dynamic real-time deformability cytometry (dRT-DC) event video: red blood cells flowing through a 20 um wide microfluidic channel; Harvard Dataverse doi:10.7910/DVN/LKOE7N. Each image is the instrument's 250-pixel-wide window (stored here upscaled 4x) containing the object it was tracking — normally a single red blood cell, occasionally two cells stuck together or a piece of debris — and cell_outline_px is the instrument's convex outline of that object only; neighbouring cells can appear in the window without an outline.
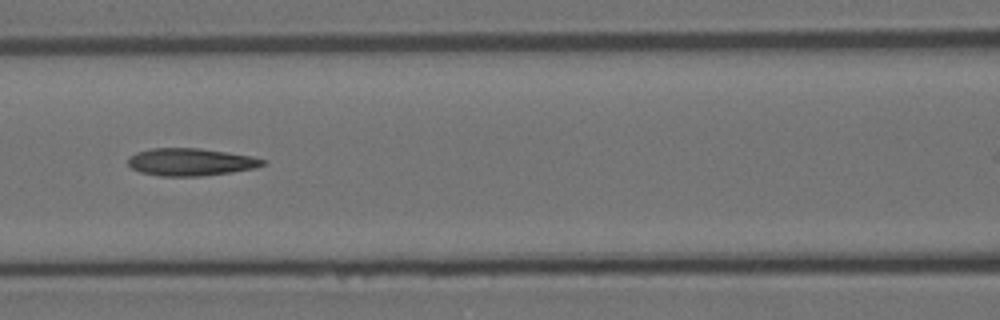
{"species": "Egyptian fruit bat (a non-hibernating species)", "species_latin": "Rousettus aegyptiacus", "temperature_condition": "room temperature", "stored_images_in_passage": 7, "camera_frame_rate_fps": 3000, "um_per_image_px": 0.085, "animal": {"sex": "female"}, "frame": {"image": 1, "passage_image": 4, "time_ms": 1.0, "image_size_px": [1000, 320], "cell_outline_px": [[268, 160], [264, 164], [256, 168], [232, 172], [200, 176], [160, 176], [140, 172], [132, 168], [128, 164], [128, 156], [136, 152], [152, 148], [200, 148], [252, 156]], "centroid_in_image_um": [16.21, 13.77], "position_along_channel_um": 150.4, "area_um2": 21.68}}
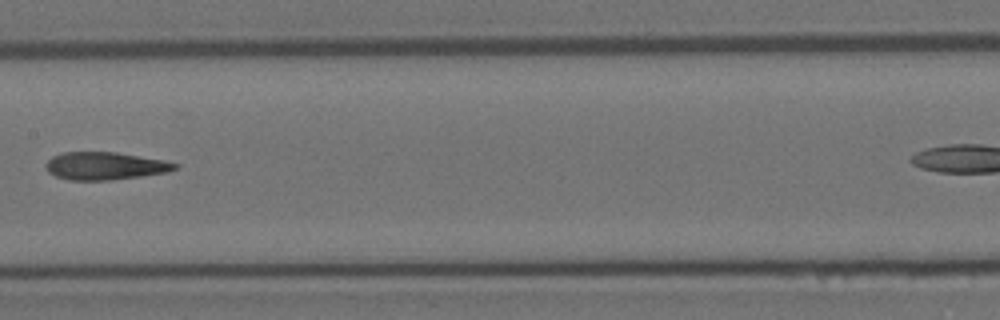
{"frame": {"image": 2, "passage_image": 5, "time_ms": 1.333, "image_size_px": [1000, 320], "cell_outline_px": [[180, 164], [176, 168], [168, 172], [140, 176], [108, 180], [68, 180], [56, 176], [48, 172], [44, 164], [52, 156], [64, 152], [116, 152], [164, 160]], "centroid_in_image_um": [8.91, 14.1], "position_along_channel_um": 198.5, "area_um2": 20.81}}
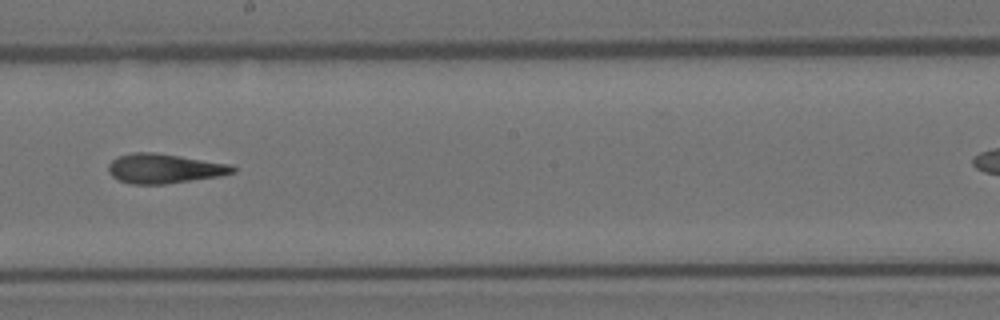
{"frame": {"image": 3, "passage_image": 6, "time_ms": 1.667, "image_size_px": [1000, 320], "cell_outline_px": [[236, 172], [220, 176], [164, 184], [132, 184], [120, 180], [112, 176], [108, 172], [108, 164], [112, 160], [120, 156], [132, 152], [156, 152], [232, 164], [236, 168]], "centroid_in_image_um": [13.99, 14.32], "position_along_channel_um": 234.2, "area_um2": 21.5}}